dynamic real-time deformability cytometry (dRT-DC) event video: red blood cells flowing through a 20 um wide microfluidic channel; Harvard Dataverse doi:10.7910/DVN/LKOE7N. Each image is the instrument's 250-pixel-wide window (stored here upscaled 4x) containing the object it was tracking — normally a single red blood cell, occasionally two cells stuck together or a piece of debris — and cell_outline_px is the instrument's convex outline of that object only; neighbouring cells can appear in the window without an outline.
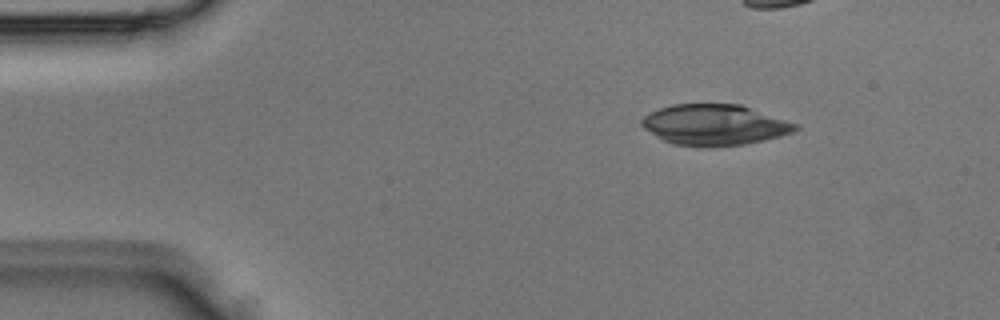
{"species": "Egyptian fruit bat (a non-hibernating species)", "species_latin": "Rousettus aegyptiacus", "temperature_condition": "room temperature", "stored_images_in_passage": 4, "camera_frame_rate_fps": 3000, "um_per_image_px": 0.085, "animal": {"sex": "male"}, "frame": {"image": 1, "passage_image": 2, "time_ms": 0.333, "image_size_px": [1000, 320], "cell_outline_px": [[800, 128], [792, 132], [780, 136], [764, 140], [744, 144], [700, 148], [672, 144], [656, 136], [644, 128], [640, 124], [640, 120], [644, 116], [660, 108], [672, 104], [740, 104], [800, 124]], "centroid_in_image_um": [60.75, 10.62], "position_along_channel_um": 24.3, "area_um2": 36.76}}